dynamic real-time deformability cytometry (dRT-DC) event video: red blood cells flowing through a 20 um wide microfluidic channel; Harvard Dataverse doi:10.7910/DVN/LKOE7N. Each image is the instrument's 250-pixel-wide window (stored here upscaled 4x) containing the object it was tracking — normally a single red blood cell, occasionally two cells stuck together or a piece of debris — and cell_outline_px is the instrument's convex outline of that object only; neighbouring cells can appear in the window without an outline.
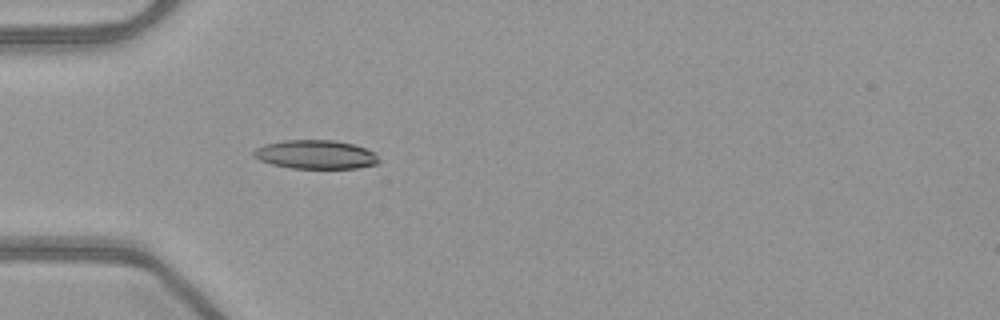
{"species": "common noctule bat (a hibernating species)", "species_latin": "Nyctalus noctula", "temperature_condition": "warm", "stored_images_in_passage": 36, "camera_frame_rate_fps": 3000, "um_per_image_px": 0.085, "animal": {"sex": "female", "body_mass_g": 21.9}, "frame": {"image": 1, "passage_image": 1, "time_ms": 0.0, "image_size_px": [1000, 320], "cell_outline_px": [[380, 160], [376, 164], [356, 168], [292, 168], [272, 164], [260, 160], [252, 156], [252, 152], [256, 148], [264, 144], [284, 140], [332, 140], [352, 144], [376, 152]], "centroid_in_image_um": [26.82, 13.13], "position_along_channel_um": 58.2, "area_um2": 20.98}}
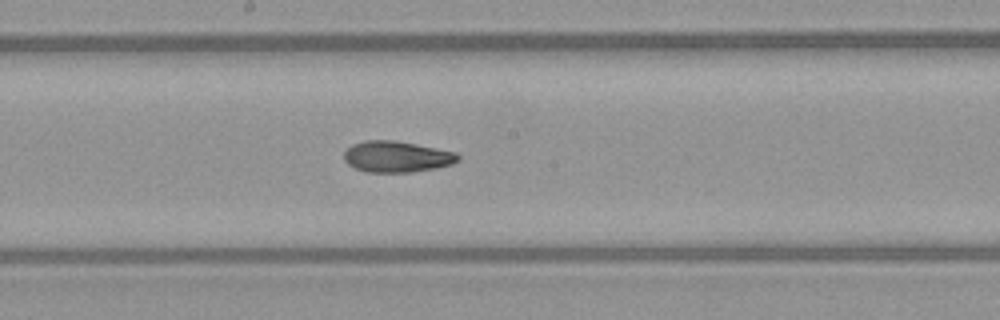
{"frame": {"image": 2, "passage_image": 13, "time_ms": 4.0, "image_size_px": [1000, 320], "cell_outline_px": [[460, 160], [452, 164], [436, 168], [412, 172], [364, 172], [348, 164], [344, 160], [344, 152], [352, 144], [364, 140], [396, 140], [456, 152], [460, 156]], "centroid_in_image_um": [33.72, 13.31], "position_along_channel_um": 214.5, "area_um2": 20.81}}
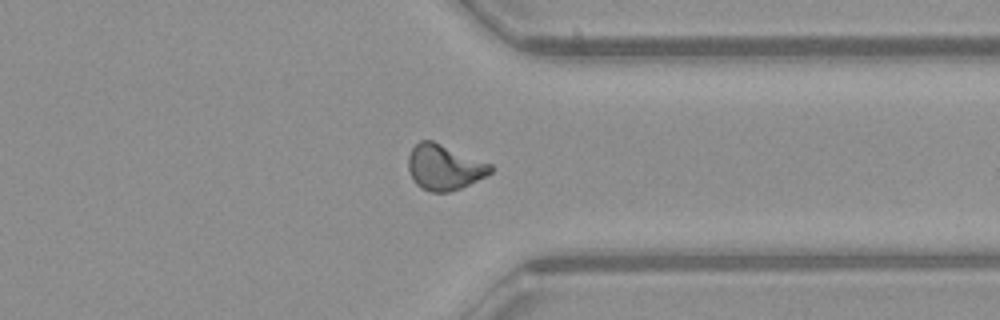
{"frame": {"image": 3, "passage_image": 25, "time_ms": 8.0, "image_size_px": [1000, 320], "cell_outline_px": [[492, 172], [460, 188], [448, 192], [432, 192], [420, 188], [412, 180], [408, 168], [408, 156], [412, 148], [420, 140], [432, 140], [492, 164]], "centroid_in_image_um": [37.72, 14.21], "position_along_channel_um": 373.7, "area_um2": 21.68}, "authors_computed_cell_mechanics": {"area_um2": 20.8947, "velocity_mm_per_s": 4.028, "shape_relaxation_time_tau1_ms": 6.7125, "shape_relaxation_time_tau2_ms": 2.2366, "deformation_change_tau1": 0.2146, "deformation_change_tau2": 0.0897}}